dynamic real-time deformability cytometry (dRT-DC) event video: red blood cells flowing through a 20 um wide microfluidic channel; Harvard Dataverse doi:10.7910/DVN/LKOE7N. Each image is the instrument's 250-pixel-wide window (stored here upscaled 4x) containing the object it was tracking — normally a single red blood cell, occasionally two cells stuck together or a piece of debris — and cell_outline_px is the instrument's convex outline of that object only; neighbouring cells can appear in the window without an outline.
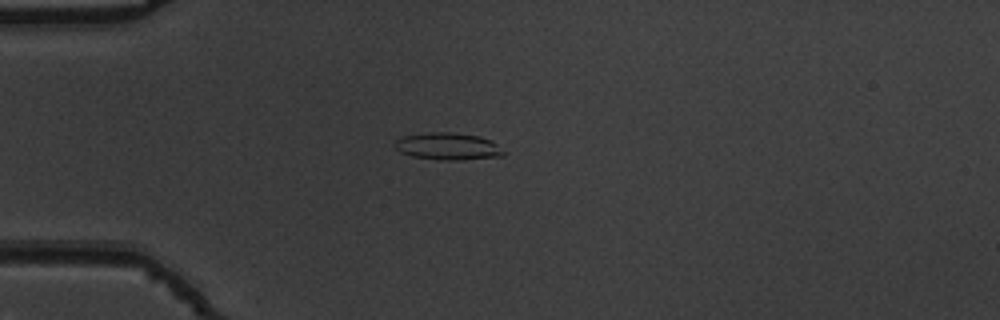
{"species": "common noctule bat (a hibernating species)", "species_latin": "Nyctalus noctula", "temperature_condition": "warm", "stored_images_in_passage": 42, "camera_frame_rate_fps": 3000, "um_per_image_px": 0.085, "animal": {"sex": "male", "body_mass_g": 19.5, "forearm_length_mm": 54.6}, "frame": {"image": 1, "passage_image": 3, "time_ms": 0.667, "image_size_px": [1000, 320], "cell_outline_px": [[508, 152], [504, 156], [460, 160], [444, 160], [412, 156], [400, 152], [392, 144], [396, 140], [404, 136], [432, 132], [452, 132], [480, 136], [496, 144]], "centroid_in_image_um": [38.1, 12.44], "position_along_channel_um": 46.9, "area_um2": 17.22}}
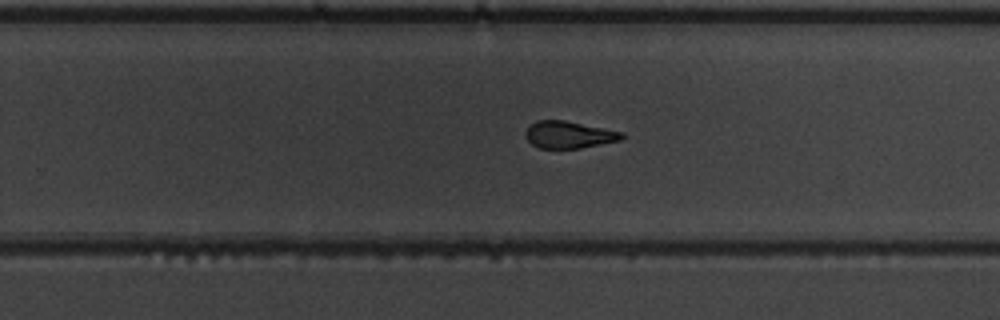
{"frame": {"image": 2, "passage_image": 23, "time_ms": 7.333, "image_size_px": [1000, 320], "cell_outline_px": [[624, 136], [620, 140], [580, 148], [540, 148], [532, 144], [524, 136], [524, 132], [536, 120], [564, 120], [624, 132]], "centroid_in_image_um": [48.34, 11.44], "position_along_channel_um": 281.5, "area_um2": 15.09}}
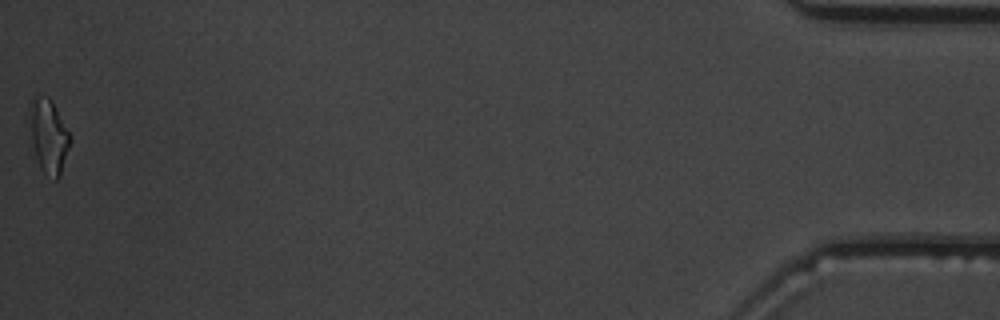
{"frame": {"image": 3, "passage_image": 42, "time_ms": 13.667, "image_size_px": [1000, 320], "cell_outline_px": [[72, 140], [60, 176], [56, 180], [44, 172], [40, 168], [36, 156], [32, 140], [28, 104], [32, 96], [48, 96], [52, 100]], "centroid_in_image_um": [4.13, 11.53], "position_along_channel_um": 431.1, "area_um2": 17.34}, "authors_computed_cell_mechanics": {"area_um2": 16.3285, "velocity_mm_per_s": 3.8234, "shape_relaxation_time_tau1_ms": 2.9743, "shape_relaxation_time_tau2_ms": 2.4945, "deformation_change_tau1": 0.1367, "deformation_change_tau2": 0.1134}}